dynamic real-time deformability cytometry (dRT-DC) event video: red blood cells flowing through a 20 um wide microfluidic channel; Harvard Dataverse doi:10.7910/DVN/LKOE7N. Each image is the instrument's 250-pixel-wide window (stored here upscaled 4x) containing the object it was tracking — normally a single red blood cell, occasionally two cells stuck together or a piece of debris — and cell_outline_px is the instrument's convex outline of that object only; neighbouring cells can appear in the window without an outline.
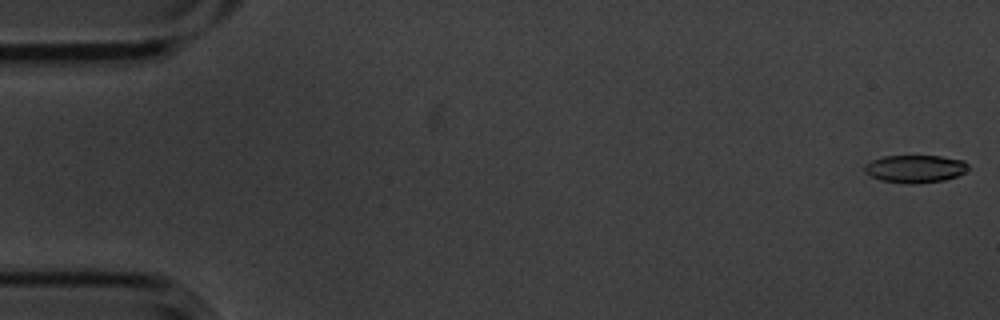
{"species": "common noctule bat (a hibernating species)", "species_latin": "Nyctalus noctula", "temperature_condition": "cold", "stored_images_in_passage": 10, "camera_frame_rate_fps": 3000, "um_per_image_px": 0.085, "animal": {"sex": "male", "body_mass_g": 20.1, "forearm_length_mm": 53.5}, "frame": {"image": 1, "passage_image": 1, "time_ms": 0.0, "image_size_px": [1000, 320], "cell_outline_px": [[968, 168], [964, 172], [956, 176], [944, 180], [916, 184], [904, 184], [880, 180], [864, 172], [864, 164], [872, 160], [884, 156], [940, 156], [964, 160], [968, 164]], "centroid_in_image_um": [77.77, 14.35], "position_along_channel_um": 7.2, "area_um2": 16.82}}
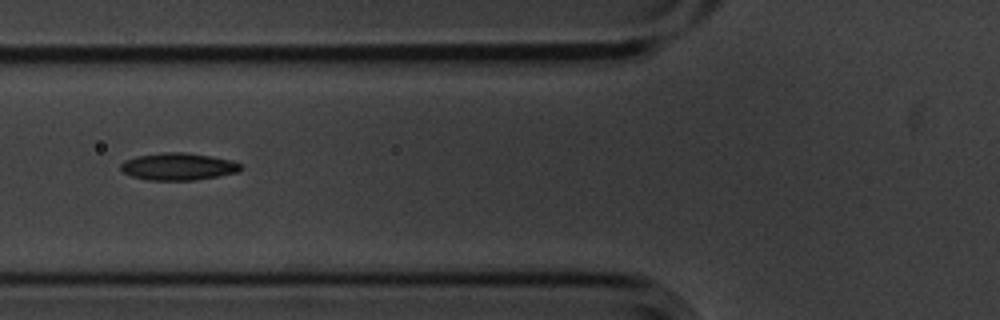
{"frame": {"image": 2, "passage_image": 6, "time_ms": 1.667, "image_size_px": [1000, 320], "cell_outline_px": [[244, 168], [240, 172], [196, 180], [148, 180], [132, 176], [124, 172], [120, 168], [120, 164], [124, 160], [136, 156], [164, 152], [184, 152], [208, 156], [228, 160], [244, 164]], "centroid_in_image_um": [15.17, 14.16], "position_along_channel_um": 110.6, "area_um2": 19.07}}
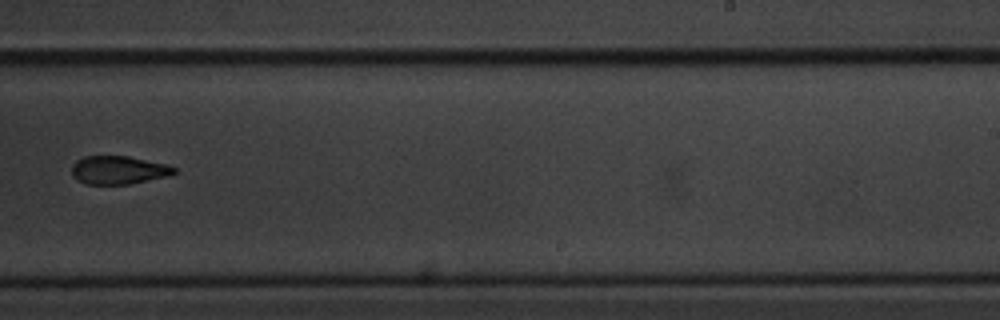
{"frame": {"image": 3, "passage_image": 10, "time_ms": 3.0, "image_size_px": [1000, 320], "cell_outline_px": [[176, 172], [168, 176], [128, 184], [88, 184], [72, 176], [72, 164], [76, 160], [84, 156], [128, 156], [168, 164], [176, 168]], "centroid_in_image_um": [10.08, 14.44], "position_along_channel_um": 278.9, "area_um2": 16.82}}